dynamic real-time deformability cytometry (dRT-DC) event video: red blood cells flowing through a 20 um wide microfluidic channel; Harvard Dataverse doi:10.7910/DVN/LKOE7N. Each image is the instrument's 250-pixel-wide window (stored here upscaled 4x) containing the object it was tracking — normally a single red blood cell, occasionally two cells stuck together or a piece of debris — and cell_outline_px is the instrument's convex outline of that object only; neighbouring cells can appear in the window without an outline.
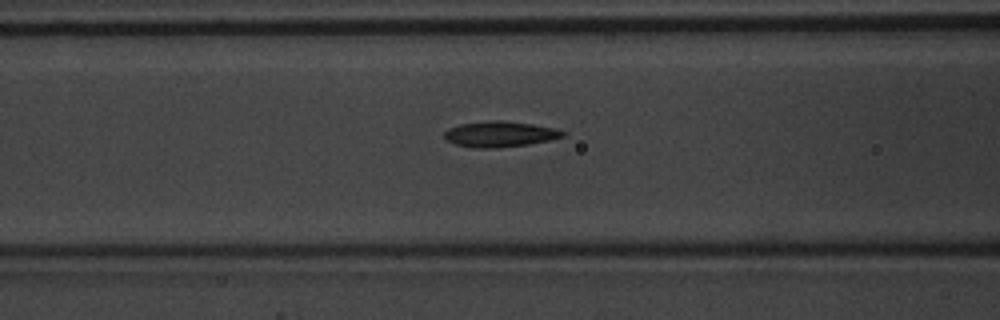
{"species": "common noctule bat (a hibernating species)", "species_latin": "Nyctalus noctula", "temperature_condition": "warm", "stored_images_in_passage": 51, "camera_frame_rate_fps": 3000, "um_per_image_px": 0.085, "animal": {"sex": "male", "body_mass_g": 20.1, "forearm_length_mm": 53.5}, "frame": {"image": 1, "passage_image": 21, "time_ms": 6.667, "image_size_px": [1000, 320], "cell_outline_px": [[564, 136], [548, 140], [528, 144], [500, 148], [472, 148], [456, 144], [444, 140], [444, 132], [448, 128], [460, 124], [492, 120], [500, 120], [532, 124], [552, 128], [564, 132]], "centroid_in_image_um": [42.41, 11.41], "position_along_channel_um": 124.2, "area_um2": 17.63}}
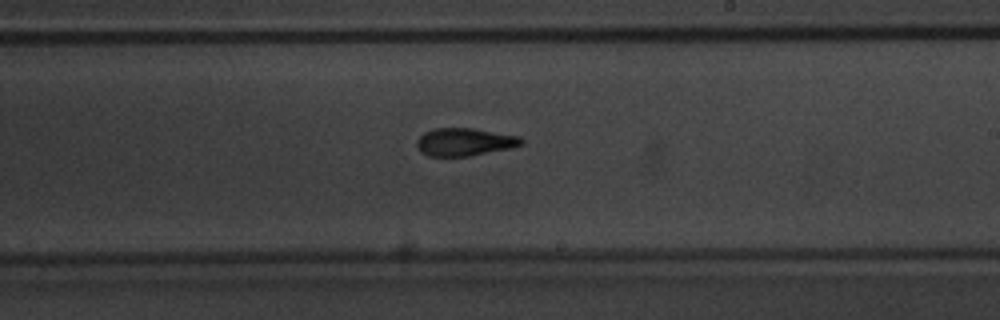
{"frame": {"image": 2, "passage_image": 30, "time_ms": 9.667, "image_size_px": [1000, 320], "cell_outline_px": [[524, 144], [512, 148], [468, 156], [428, 156], [420, 152], [416, 148], [416, 140], [424, 132], [436, 128], [472, 128], [520, 136], [524, 140]], "centroid_in_image_um": [39.48, 12.07], "position_along_channel_um": 249.5, "area_um2": 17.11}}
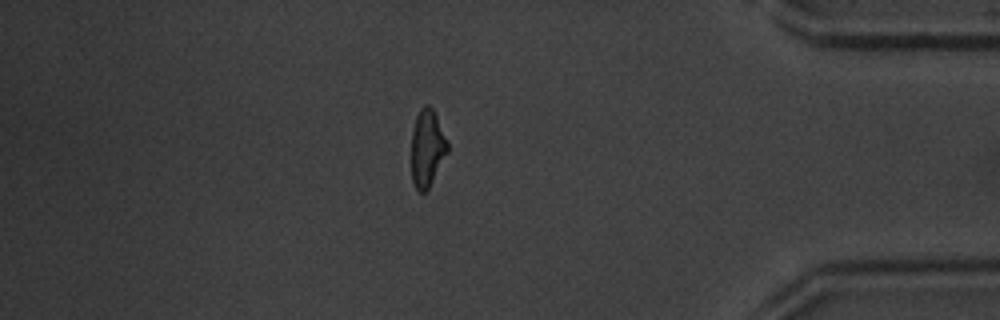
{"frame": {"image": 3, "passage_image": 43, "time_ms": 14.0, "image_size_px": [1000, 320], "cell_outline_px": [[448, 152], [428, 188], [424, 192], [420, 192], [416, 188], [412, 180], [412, 132], [416, 116], [420, 108], [424, 104], [428, 104], [432, 108], [436, 116], [448, 144]], "centroid_in_image_um": [36.3, 12.57], "position_along_channel_um": 398.9, "area_um2": 15.95}, "authors_computed_cell_mechanics": {"area_um2": 17.1088, "velocity_mm_per_s": 4.1776, "shape_relaxation_time_tau1_ms": 3.5342, "shape_relaxation_time_tau2_ms": 2.9225, "deformation_change_tau1": 0.1438, "deformation_change_tau2": 0.1169}}